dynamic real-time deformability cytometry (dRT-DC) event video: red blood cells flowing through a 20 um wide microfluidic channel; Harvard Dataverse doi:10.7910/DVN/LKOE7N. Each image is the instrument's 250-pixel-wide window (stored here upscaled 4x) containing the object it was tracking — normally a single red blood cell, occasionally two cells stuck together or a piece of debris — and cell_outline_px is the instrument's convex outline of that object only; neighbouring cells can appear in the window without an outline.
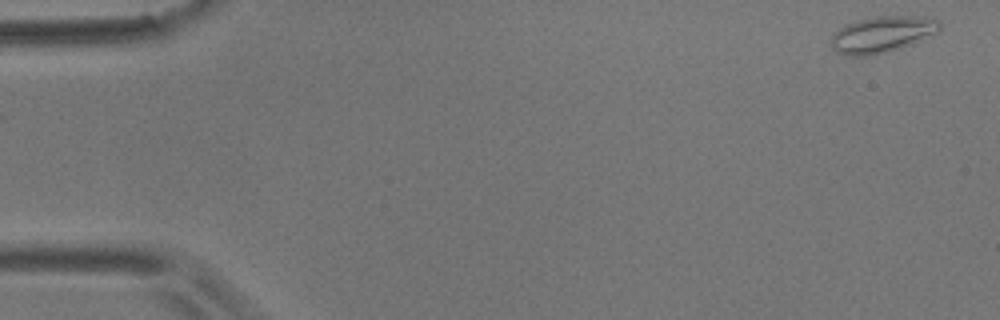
{"species": "common noctule bat (a hibernating species)", "species_latin": "Nyctalus noctula", "temperature_condition": "room temperature", "stored_images_in_passage": 5, "camera_frame_rate_fps": 3000, "um_per_image_px": 0.085, "animal": {"sex": "male", "body_mass_g": 17.9}, "frame": {"image": 1, "passage_image": 1, "time_ms": 0.0, "image_size_px": [1000, 320], "cell_outline_px": [[940, 28], [936, 32], [912, 44], [900, 48], [884, 52], [864, 56], [848, 56], [836, 52], [832, 48], [832, 36], [844, 24], [856, 20], [876, 16], [932, 16], [940, 20]], "centroid_in_image_um": [74.99, 2.9], "position_along_channel_um": 10.0, "area_um2": 23.0}}